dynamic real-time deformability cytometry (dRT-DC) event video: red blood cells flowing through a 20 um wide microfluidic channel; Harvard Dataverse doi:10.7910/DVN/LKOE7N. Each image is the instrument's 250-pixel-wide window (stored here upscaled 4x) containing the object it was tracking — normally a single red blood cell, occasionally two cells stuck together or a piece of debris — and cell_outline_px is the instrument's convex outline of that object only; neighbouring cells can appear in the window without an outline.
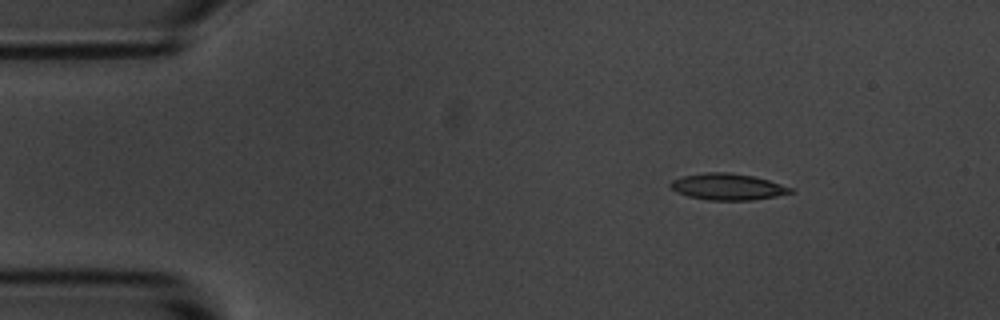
{"species": "common noctule bat (a hibernating species)", "species_latin": "Nyctalus noctula", "temperature_condition": "room temperature", "stored_images_in_passage": 3, "camera_frame_rate_fps": 3000, "um_per_image_px": 0.085, "animal": {"sex": "male", "body_mass_g": 20.1, "forearm_length_mm": 53.5}, "frame": {"image": 1, "passage_image": 1, "time_ms": 0.0, "image_size_px": [1000, 320], "cell_outline_px": [[796, 192], [776, 196], [752, 200], [708, 200], [688, 196], [676, 192], [668, 184], [672, 180], [684, 176], [704, 172], [728, 172], [752, 176], [768, 180], [792, 188]], "centroid_in_image_um": [61.84, 15.87], "position_along_channel_um": 23.2, "area_um2": 18.44}}